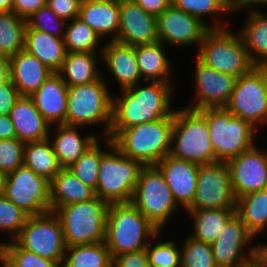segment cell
<instances>
[{
    "instance_id": "cell-1",
    "label": "cell",
    "mask_w": 267,
    "mask_h": 267,
    "mask_svg": "<svg viewBox=\"0 0 267 267\" xmlns=\"http://www.w3.org/2000/svg\"><path fill=\"white\" fill-rule=\"evenodd\" d=\"M173 88L171 83L152 81L144 87L122 89V97H113L111 129H125L170 116L174 112L170 107Z\"/></svg>"
},
{
    "instance_id": "cell-2",
    "label": "cell",
    "mask_w": 267,
    "mask_h": 267,
    "mask_svg": "<svg viewBox=\"0 0 267 267\" xmlns=\"http://www.w3.org/2000/svg\"><path fill=\"white\" fill-rule=\"evenodd\" d=\"M174 112L165 118L125 129H111L113 145L143 166H155L170 154Z\"/></svg>"
},
{
    "instance_id": "cell-3",
    "label": "cell",
    "mask_w": 267,
    "mask_h": 267,
    "mask_svg": "<svg viewBox=\"0 0 267 267\" xmlns=\"http://www.w3.org/2000/svg\"><path fill=\"white\" fill-rule=\"evenodd\" d=\"M159 233L160 230L131 202L110 204L104 242L112 259L125 252L145 249L146 240L149 238L151 242Z\"/></svg>"
},
{
    "instance_id": "cell-4",
    "label": "cell",
    "mask_w": 267,
    "mask_h": 267,
    "mask_svg": "<svg viewBox=\"0 0 267 267\" xmlns=\"http://www.w3.org/2000/svg\"><path fill=\"white\" fill-rule=\"evenodd\" d=\"M109 207L110 203L96 197L56 208L53 212L60 220L67 247L104 242Z\"/></svg>"
},
{
    "instance_id": "cell-5",
    "label": "cell",
    "mask_w": 267,
    "mask_h": 267,
    "mask_svg": "<svg viewBox=\"0 0 267 267\" xmlns=\"http://www.w3.org/2000/svg\"><path fill=\"white\" fill-rule=\"evenodd\" d=\"M207 121L215 158L227 162L255 145L256 128L225 107L198 111Z\"/></svg>"
},
{
    "instance_id": "cell-6",
    "label": "cell",
    "mask_w": 267,
    "mask_h": 267,
    "mask_svg": "<svg viewBox=\"0 0 267 267\" xmlns=\"http://www.w3.org/2000/svg\"><path fill=\"white\" fill-rule=\"evenodd\" d=\"M112 152H105L99 163L96 196L108 203H129L137 185L140 170L144 167L139 161L128 158L106 137Z\"/></svg>"
},
{
    "instance_id": "cell-7",
    "label": "cell",
    "mask_w": 267,
    "mask_h": 267,
    "mask_svg": "<svg viewBox=\"0 0 267 267\" xmlns=\"http://www.w3.org/2000/svg\"><path fill=\"white\" fill-rule=\"evenodd\" d=\"M103 76L91 83L68 87L66 125L83 126L105 122L103 134L109 137L113 97Z\"/></svg>"
},
{
    "instance_id": "cell-8",
    "label": "cell",
    "mask_w": 267,
    "mask_h": 267,
    "mask_svg": "<svg viewBox=\"0 0 267 267\" xmlns=\"http://www.w3.org/2000/svg\"><path fill=\"white\" fill-rule=\"evenodd\" d=\"M171 156L198 165L217 162L206 119L187 108L174 111Z\"/></svg>"
},
{
    "instance_id": "cell-9",
    "label": "cell",
    "mask_w": 267,
    "mask_h": 267,
    "mask_svg": "<svg viewBox=\"0 0 267 267\" xmlns=\"http://www.w3.org/2000/svg\"><path fill=\"white\" fill-rule=\"evenodd\" d=\"M229 29H210L200 43L197 58L206 66L236 79L248 73L255 65L249 58L240 34Z\"/></svg>"
},
{
    "instance_id": "cell-10",
    "label": "cell",
    "mask_w": 267,
    "mask_h": 267,
    "mask_svg": "<svg viewBox=\"0 0 267 267\" xmlns=\"http://www.w3.org/2000/svg\"><path fill=\"white\" fill-rule=\"evenodd\" d=\"M160 231L178 205L163 174L156 166H144L130 201Z\"/></svg>"
},
{
    "instance_id": "cell-11",
    "label": "cell",
    "mask_w": 267,
    "mask_h": 267,
    "mask_svg": "<svg viewBox=\"0 0 267 267\" xmlns=\"http://www.w3.org/2000/svg\"><path fill=\"white\" fill-rule=\"evenodd\" d=\"M225 108L256 129L267 123V66H254L237 78Z\"/></svg>"
},
{
    "instance_id": "cell-12",
    "label": "cell",
    "mask_w": 267,
    "mask_h": 267,
    "mask_svg": "<svg viewBox=\"0 0 267 267\" xmlns=\"http://www.w3.org/2000/svg\"><path fill=\"white\" fill-rule=\"evenodd\" d=\"M21 248L45 259L63 262L67 248L59 218L53 211L28 216L14 240Z\"/></svg>"
},
{
    "instance_id": "cell-13",
    "label": "cell",
    "mask_w": 267,
    "mask_h": 267,
    "mask_svg": "<svg viewBox=\"0 0 267 267\" xmlns=\"http://www.w3.org/2000/svg\"><path fill=\"white\" fill-rule=\"evenodd\" d=\"M4 196L28 216L51 211L50 181L24 164L7 174Z\"/></svg>"
},
{
    "instance_id": "cell-14",
    "label": "cell",
    "mask_w": 267,
    "mask_h": 267,
    "mask_svg": "<svg viewBox=\"0 0 267 267\" xmlns=\"http://www.w3.org/2000/svg\"><path fill=\"white\" fill-rule=\"evenodd\" d=\"M217 208H236L228 165L220 161L199 165L195 198L187 210Z\"/></svg>"
},
{
    "instance_id": "cell-15",
    "label": "cell",
    "mask_w": 267,
    "mask_h": 267,
    "mask_svg": "<svg viewBox=\"0 0 267 267\" xmlns=\"http://www.w3.org/2000/svg\"><path fill=\"white\" fill-rule=\"evenodd\" d=\"M226 28L217 21L208 26L205 22L190 15L173 4L157 17L158 41L172 46H188L202 42L210 29Z\"/></svg>"
},
{
    "instance_id": "cell-16",
    "label": "cell",
    "mask_w": 267,
    "mask_h": 267,
    "mask_svg": "<svg viewBox=\"0 0 267 267\" xmlns=\"http://www.w3.org/2000/svg\"><path fill=\"white\" fill-rule=\"evenodd\" d=\"M254 236L243 221L235 214L211 244L214 261L219 267H242L259 257V246H253L244 254L247 243ZM243 252V253H242Z\"/></svg>"
},
{
    "instance_id": "cell-17",
    "label": "cell",
    "mask_w": 267,
    "mask_h": 267,
    "mask_svg": "<svg viewBox=\"0 0 267 267\" xmlns=\"http://www.w3.org/2000/svg\"><path fill=\"white\" fill-rule=\"evenodd\" d=\"M236 199L267 188V151L256 145L226 162Z\"/></svg>"
},
{
    "instance_id": "cell-18",
    "label": "cell",
    "mask_w": 267,
    "mask_h": 267,
    "mask_svg": "<svg viewBox=\"0 0 267 267\" xmlns=\"http://www.w3.org/2000/svg\"><path fill=\"white\" fill-rule=\"evenodd\" d=\"M195 71L197 101L194 106L185 108L199 111L204 108L225 107L231 98L236 78L206 66L197 57Z\"/></svg>"
},
{
    "instance_id": "cell-19",
    "label": "cell",
    "mask_w": 267,
    "mask_h": 267,
    "mask_svg": "<svg viewBox=\"0 0 267 267\" xmlns=\"http://www.w3.org/2000/svg\"><path fill=\"white\" fill-rule=\"evenodd\" d=\"M115 41L132 46L157 42V17L134 0H120V29Z\"/></svg>"
},
{
    "instance_id": "cell-20",
    "label": "cell",
    "mask_w": 267,
    "mask_h": 267,
    "mask_svg": "<svg viewBox=\"0 0 267 267\" xmlns=\"http://www.w3.org/2000/svg\"><path fill=\"white\" fill-rule=\"evenodd\" d=\"M155 166L163 174L177 205L187 210L195 198L199 165L168 155Z\"/></svg>"
},
{
    "instance_id": "cell-21",
    "label": "cell",
    "mask_w": 267,
    "mask_h": 267,
    "mask_svg": "<svg viewBox=\"0 0 267 267\" xmlns=\"http://www.w3.org/2000/svg\"><path fill=\"white\" fill-rule=\"evenodd\" d=\"M102 47H99L98 52L102 54L103 62L107 64L111 74L119 82L121 90L139 85L142 77L138 69L136 46L110 40Z\"/></svg>"
},
{
    "instance_id": "cell-22",
    "label": "cell",
    "mask_w": 267,
    "mask_h": 267,
    "mask_svg": "<svg viewBox=\"0 0 267 267\" xmlns=\"http://www.w3.org/2000/svg\"><path fill=\"white\" fill-rule=\"evenodd\" d=\"M30 97L51 126L66 124L68 87L58 73H52Z\"/></svg>"
},
{
    "instance_id": "cell-23",
    "label": "cell",
    "mask_w": 267,
    "mask_h": 267,
    "mask_svg": "<svg viewBox=\"0 0 267 267\" xmlns=\"http://www.w3.org/2000/svg\"><path fill=\"white\" fill-rule=\"evenodd\" d=\"M9 117L15 128L16 138L24 144L50 137L51 125L43 118L30 96H20Z\"/></svg>"
},
{
    "instance_id": "cell-24",
    "label": "cell",
    "mask_w": 267,
    "mask_h": 267,
    "mask_svg": "<svg viewBox=\"0 0 267 267\" xmlns=\"http://www.w3.org/2000/svg\"><path fill=\"white\" fill-rule=\"evenodd\" d=\"M78 18L101 39L112 34L111 41H115L120 29V0H82Z\"/></svg>"
},
{
    "instance_id": "cell-25",
    "label": "cell",
    "mask_w": 267,
    "mask_h": 267,
    "mask_svg": "<svg viewBox=\"0 0 267 267\" xmlns=\"http://www.w3.org/2000/svg\"><path fill=\"white\" fill-rule=\"evenodd\" d=\"M10 80L21 96H30L53 73L37 57L26 50L9 58Z\"/></svg>"
},
{
    "instance_id": "cell-26",
    "label": "cell",
    "mask_w": 267,
    "mask_h": 267,
    "mask_svg": "<svg viewBox=\"0 0 267 267\" xmlns=\"http://www.w3.org/2000/svg\"><path fill=\"white\" fill-rule=\"evenodd\" d=\"M96 197V191L80 181L68 168H61L50 181L51 211L63 205L87 202Z\"/></svg>"
},
{
    "instance_id": "cell-27",
    "label": "cell",
    "mask_w": 267,
    "mask_h": 267,
    "mask_svg": "<svg viewBox=\"0 0 267 267\" xmlns=\"http://www.w3.org/2000/svg\"><path fill=\"white\" fill-rule=\"evenodd\" d=\"M24 50L37 57L53 73L59 72L66 56L64 38L36 29H26Z\"/></svg>"
},
{
    "instance_id": "cell-28",
    "label": "cell",
    "mask_w": 267,
    "mask_h": 267,
    "mask_svg": "<svg viewBox=\"0 0 267 267\" xmlns=\"http://www.w3.org/2000/svg\"><path fill=\"white\" fill-rule=\"evenodd\" d=\"M56 126L58 127L56 129V137L50 142L57 161L62 168H68L98 140L94 134L81 138L82 136L79 134L77 126L66 124Z\"/></svg>"
},
{
    "instance_id": "cell-29",
    "label": "cell",
    "mask_w": 267,
    "mask_h": 267,
    "mask_svg": "<svg viewBox=\"0 0 267 267\" xmlns=\"http://www.w3.org/2000/svg\"><path fill=\"white\" fill-rule=\"evenodd\" d=\"M164 44L160 41L136 45V58L141 77L148 82L159 81L172 83L170 77V61L165 55Z\"/></svg>"
},
{
    "instance_id": "cell-30",
    "label": "cell",
    "mask_w": 267,
    "mask_h": 267,
    "mask_svg": "<svg viewBox=\"0 0 267 267\" xmlns=\"http://www.w3.org/2000/svg\"><path fill=\"white\" fill-rule=\"evenodd\" d=\"M97 53L66 52L63 65L58 74L67 87L91 83L102 77L97 69Z\"/></svg>"
},
{
    "instance_id": "cell-31",
    "label": "cell",
    "mask_w": 267,
    "mask_h": 267,
    "mask_svg": "<svg viewBox=\"0 0 267 267\" xmlns=\"http://www.w3.org/2000/svg\"><path fill=\"white\" fill-rule=\"evenodd\" d=\"M240 36L255 66H267V16L251 10Z\"/></svg>"
},
{
    "instance_id": "cell-32",
    "label": "cell",
    "mask_w": 267,
    "mask_h": 267,
    "mask_svg": "<svg viewBox=\"0 0 267 267\" xmlns=\"http://www.w3.org/2000/svg\"><path fill=\"white\" fill-rule=\"evenodd\" d=\"M194 217L191 237L212 244L226 223L236 214L235 208L186 210Z\"/></svg>"
},
{
    "instance_id": "cell-33",
    "label": "cell",
    "mask_w": 267,
    "mask_h": 267,
    "mask_svg": "<svg viewBox=\"0 0 267 267\" xmlns=\"http://www.w3.org/2000/svg\"><path fill=\"white\" fill-rule=\"evenodd\" d=\"M235 213L254 237L262 233L267 225V188L236 199Z\"/></svg>"
},
{
    "instance_id": "cell-34",
    "label": "cell",
    "mask_w": 267,
    "mask_h": 267,
    "mask_svg": "<svg viewBox=\"0 0 267 267\" xmlns=\"http://www.w3.org/2000/svg\"><path fill=\"white\" fill-rule=\"evenodd\" d=\"M37 175H41L51 181L61 170L57 161L53 146L48 139L29 142L24 145V163Z\"/></svg>"
},
{
    "instance_id": "cell-35",
    "label": "cell",
    "mask_w": 267,
    "mask_h": 267,
    "mask_svg": "<svg viewBox=\"0 0 267 267\" xmlns=\"http://www.w3.org/2000/svg\"><path fill=\"white\" fill-rule=\"evenodd\" d=\"M112 263L109 249L101 242L67 247L62 267H112Z\"/></svg>"
},
{
    "instance_id": "cell-36",
    "label": "cell",
    "mask_w": 267,
    "mask_h": 267,
    "mask_svg": "<svg viewBox=\"0 0 267 267\" xmlns=\"http://www.w3.org/2000/svg\"><path fill=\"white\" fill-rule=\"evenodd\" d=\"M26 20L14 12H0V56L11 58L24 50Z\"/></svg>"
},
{
    "instance_id": "cell-37",
    "label": "cell",
    "mask_w": 267,
    "mask_h": 267,
    "mask_svg": "<svg viewBox=\"0 0 267 267\" xmlns=\"http://www.w3.org/2000/svg\"><path fill=\"white\" fill-rule=\"evenodd\" d=\"M65 28L64 44L66 52L96 53L101 38L85 22L79 18H74L70 24H66Z\"/></svg>"
},
{
    "instance_id": "cell-38",
    "label": "cell",
    "mask_w": 267,
    "mask_h": 267,
    "mask_svg": "<svg viewBox=\"0 0 267 267\" xmlns=\"http://www.w3.org/2000/svg\"><path fill=\"white\" fill-rule=\"evenodd\" d=\"M99 139L68 169L84 184L96 191L98 183L99 163L106 152L101 150Z\"/></svg>"
},
{
    "instance_id": "cell-39",
    "label": "cell",
    "mask_w": 267,
    "mask_h": 267,
    "mask_svg": "<svg viewBox=\"0 0 267 267\" xmlns=\"http://www.w3.org/2000/svg\"><path fill=\"white\" fill-rule=\"evenodd\" d=\"M237 0H172V4L182 11L202 19L205 15L234 12ZM215 14V15H214Z\"/></svg>"
},
{
    "instance_id": "cell-40",
    "label": "cell",
    "mask_w": 267,
    "mask_h": 267,
    "mask_svg": "<svg viewBox=\"0 0 267 267\" xmlns=\"http://www.w3.org/2000/svg\"><path fill=\"white\" fill-rule=\"evenodd\" d=\"M183 246L180 249V267H216L211 244L190 236Z\"/></svg>"
},
{
    "instance_id": "cell-41",
    "label": "cell",
    "mask_w": 267,
    "mask_h": 267,
    "mask_svg": "<svg viewBox=\"0 0 267 267\" xmlns=\"http://www.w3.org/2000/svg\"><path fill=\"white\" fill-rule=\"evenodd\" d=\"M12 242V243H11ZM2 243L7 260L15 267H62L63 262L51 261L21 248L13 240Z\"/></svg>"
},
{
    "instance_id": "cell-42",
    "label": "cell",
    "mask_w": 267,
    "mask_h": 267,
    "mask_svg": "<svg viewBox=\"0 0 267 267\" xmlns=\"http://www.w3.org/2000/svg\"><path fill=\"white\" fill-rule=\"evenodd\" d=\"M172 240L162 243L158 240L156 245L145 248L151 267H180L181 250ZM179 249V250H178Z\"/></svg>"
},
{
    "instance_id": "cell-43",
    "label": "cell",
    "mask_w": 267,
    "mask_h": 267,
    "mask_svg": "<svg viewBox=\"0 0 267 267\" xmlns=\"http://www.w3.org/2000/svg\"><path fill=\"white\" fill-rule=\"evenodd\" d=\"M26 23V29H36L61 38H64L65 34V30L61 27L64 28L67 24L66 20L58 17L47 5L34 12Z\"/></svg>"
},
{
    "instance_id": "cell-44",
    "label": "cell",
    "mask_w": 267,
    "mask_h": 267,
    "mask_svg": "<svg viewBox=\"0 0 267 267\" xmlns=\"http://www.w3.org/2000/svg\"><path fill=\"white\" fill-rule=\"evenodd\" d=\"M27 217L28 215L24 211L4 195L0 196V230L11 232L13 240L19 235Z\"/></svg>"
},
{
    "instance_id": "cell-45",
    "label": "cell",
    "mask_w": 267,
    "mask_h": 267,
    "mask_svg": "<svg viewBox=\"0 0 267 267\" xmlns=\"http://www.w3.org/2000/svg\"><path fill=\"white\" fill-rule=\"evenodd\" d=\"M24 143L14 139L0 140V170L9 174L24 163Z\"/></svg>"
},
{
    "instance_id": "cell-46",
    "label": "cell",
    "mask_w": 267,
    "mask_h": 267,
    "mask_svg": "<svg viewBox=\"0 0 267 267\" xmlns=\"http://www.w3.org/2000/svg\"><path fill=\"white\" fill-rule=\"evenodd\" d=\"M81 2L82 0H47V6L67 21L79 17Z\"/></svg>"
},
{
    "instance_id": "cell-47",
    "label": "cell",
    "mask_w": 267,
    "mask_h": 267,
    "mask_svg": "<svg viewBox=\"0 0 267 267\" xmlns=\"http://www.w3.org/2000/svg\"><path fill=\"white\" fill-rule=\"evenodd\" d=\"M112 267H151L145 249L125 252L113 258Z\"/></svg>"
},
{
    "instance_id": "cell-48",
    "label": "cell",
    "mask_w": 267,
    "mask_h": 267,
    "mask_svg": "<svg viewBox=\"0 0 267 267\" xmlns=\"http://www.w3.org/2000/svg\"><path fill=\"white\" fill-rule=\"evenodd\" d=\"M20 96L10 79L0 84V115H9Z\"/></svg>"
},
{
    "instance_id": "cell-49",
    "label": "cell",
    "mask_w": 267,
    "mask_h": 267,
    "mask_svg": "<svg viewBox=\"0 0 267 267\" xmlns=\"http://www.w3.org/2000/svg\"><path fill=\"white\" fill-rule=\"evenodd\" d=\"M47 5V0H14L12 12L27 20L34 12Z\"/></svg>"
},
{
    "instance_id": "cell-50",
    "label": "cell",
    "mask_w": 267,
    "mask_h": 267,
    "mask_svg": "<svg viewBox=\"0 0 267 267\" xmlns=\"http://www.w3.org/2000/svg\"><path fill=\"white\" fill-rule=\"evenodd\" d=\"M145 12L158 17L172 5V0H134Z\"/></svg>"
},
{
    "instance_id": "cell-51",
    "label": "cell",
    "mask_w": 267,
    "mask_h": 267,
    "mask_svg": "<svg viewBox=\"0 0 267 267\" xmlns=\"http://www.w3.org/2000/svg\"><path fill=\"white\" fill-rule=\"evenodd\" d=\"M16 138L15 128L9 115H0V140Z\"/></svg>"
},
{
    "instance_id": "cell-52",
    "label": "cell",
    "mask_w": 267,
    "mask_h": 267,
    "mask_svg": "<svg viewBox=\"0 0 267 267\" xmlns=\"http://www.w3.org/2000/svg\"><path fill=\"white\" fill-rule=\"evenodd\" d=\"M10 79L9 58L0 56V84Z\"/></svg>"
},
{
    "instance_id": "cell-53",
    "label": "cell",
    "mask_w": 267,
    "mask_h": 267,
    "mask_svg": "<svg viewBox=\"0 0 267 267\" xmlns=\"http://www.w3.org/2000/svg\"><path fill=\"white\" fill-rule=\"evenodd\" d=\"M267 5V0H237L236 6L234 10H239L242 8H246L253 5Z\"/></svg>"
},
{
    "instance_id": "cell-54",
    "label": "cell",
    "mask_w": 267,
    "mask_h": 267,
    "mask_svg": "<svg viewBox=\"0 0 267 267\" xmlns=\"http://www.w3.org/2000/svg\"><path fill=\"white\" fill-rule=\"evenodd\" d=\"M14 0H0V12H11Z\"/></svg>"
},
{
    "instance_id": "cell-55",
    "label": "cell",
    "mask_w": 267,
    "mask_h": 267,
    "mask_svg": "<svg viewBox=\"0 0 267 267\" xmlns=\"http://www.w3.org/2000/svg\"><path fill=\"white\" fill-rule=\"evenodd\" d=\"M242 267H267V265L260 257H258Z\"/></svg>"
},
{
    "instance_id": "cell-56",
    "label": "cell",
    "mask_w": 267,
    "mask_h": 267,
    "mask_svg": "<svg viewBox=\"0 0 267 267\" xmlns=\"http://www.w3.org/2000/svg\"><path fill=\"white\" fill-rule=\"evenodd\" d=\"M7 174L0 170V196L4 195Z\"/></svg>"
},
{
    "instance_id": "cell-57",
    "label": "cell",
    "mask_w": 267,
    "mask_h": 267,
    "mask_svg": "<svg viewBox=\"0 0 267 267\" xmlns=\"http://www.w3.org/2000/svg\"><path fill=\"white\" fill-rule=\"evenodd\" d=\"M259 257L266 263L267 265V245L259 244Z\"/></svg>"
},
{
    "instance_id": "cell-58",
    "label": "cell",
    "mask_w": 267,
    "mask_h": 267,
    "mask_svg": "<svg viewBox=\"0 0 267 267\" xmlns=\"http://www.w3.org/2000/svg\"><path fill=\"white\" fill-rule=\"evenodd\" d=\"M7 259L6 257V253L4 251V248L2 246H0V261H1V266L2 267V263Z\"/></svg>"
},
{
    "instance_id": "cell-59",
    "label": "cell",
    "mask_w": 267,
    "mask_h": 267,
    "mask_svg": "<svg viewBox=\"0 0 267 267\" xmlns=\"http://www.w3.org/2000/svg\"><path fill=\"white\" fill-rule=\"evenodd\" d=\"M2 267H15L7 259L2 263Z\"/></svg>"
}]
</instances>
